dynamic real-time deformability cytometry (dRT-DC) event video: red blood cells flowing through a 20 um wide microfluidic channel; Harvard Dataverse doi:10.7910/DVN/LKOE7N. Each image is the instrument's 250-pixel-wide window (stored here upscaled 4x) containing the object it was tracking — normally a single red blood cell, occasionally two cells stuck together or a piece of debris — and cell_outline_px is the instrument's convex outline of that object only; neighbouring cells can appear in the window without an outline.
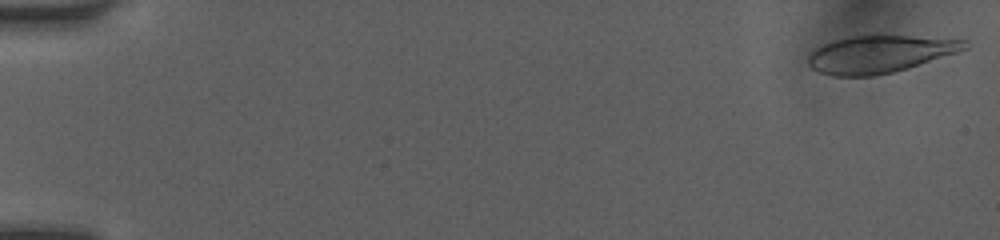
{"species": "human", "species_latin": "Homo sapiens", "temperature_condition": "room temperature", "stored_images_in_passage": 10, "camera_frame_rate_fps": 3000, "um_per_image_px": 0.085, "donor": {"sex": "female"}, "frame": {"image": 1, "passage_image": 1, "time_ms": 0.0, "image_size_px": [1000, 240], "cell_outline_px": [[968, 48], [908, 68], [892, 72], [872, 76], [832, 76], [820, 72], [812, 68], [808, 64], [808, 56], [816, 48], [824, 44], [836, 40], [852, 36], [876, 32], [880, 32], [968, 40]], "centroid_in_image_um": [74.8, 4.55], "position_along_channel_um": 10.2, "area_um2": 34.85}}